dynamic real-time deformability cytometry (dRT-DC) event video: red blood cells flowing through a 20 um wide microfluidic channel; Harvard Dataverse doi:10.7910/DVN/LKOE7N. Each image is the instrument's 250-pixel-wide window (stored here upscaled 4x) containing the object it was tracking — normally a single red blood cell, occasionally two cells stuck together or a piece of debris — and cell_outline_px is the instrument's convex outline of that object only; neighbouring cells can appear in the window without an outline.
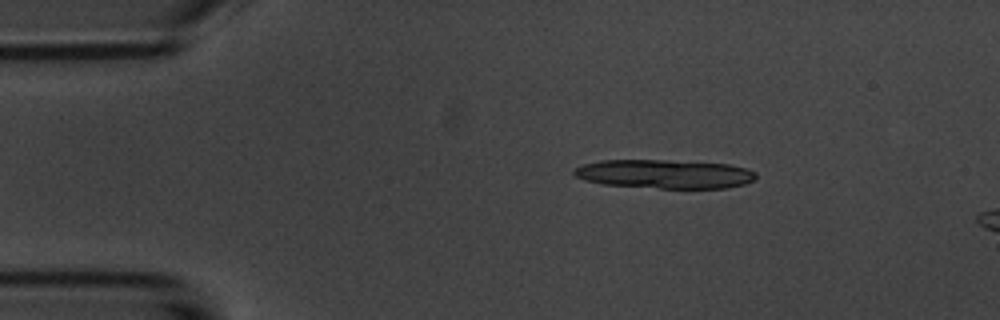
{"species": "common noctule bat (a hibernating species)", "species_latin": "Nyctalus noctula", "temperature_condition": "room temperature", "stored_images_in_passage": 4, "camera_frame_rate_fps": 3000, "um_per_image_px": 0.085, "animal": {"sex": "male", "body_mass_g": 20.1, "forearm_length_mm": 53.5}, "frame": {"image": 1, "passage_image": 2, "time_ms": 1.333, "image_size_px": [1000, 320], "cell_outline_px": [[756, 180], [744, 184], [728, 188], [660, 188], [604, 184], [584, 180], [576, 176], [572, 172], [572, 168], [584, 164], [600, 160], [668, 160], [728, 164], [748, 168], [756, 172]], "centroid_in_image_um": [56.51, 14.78], "position_along_channel_um": 28.5, "area_um2": 30.75}}